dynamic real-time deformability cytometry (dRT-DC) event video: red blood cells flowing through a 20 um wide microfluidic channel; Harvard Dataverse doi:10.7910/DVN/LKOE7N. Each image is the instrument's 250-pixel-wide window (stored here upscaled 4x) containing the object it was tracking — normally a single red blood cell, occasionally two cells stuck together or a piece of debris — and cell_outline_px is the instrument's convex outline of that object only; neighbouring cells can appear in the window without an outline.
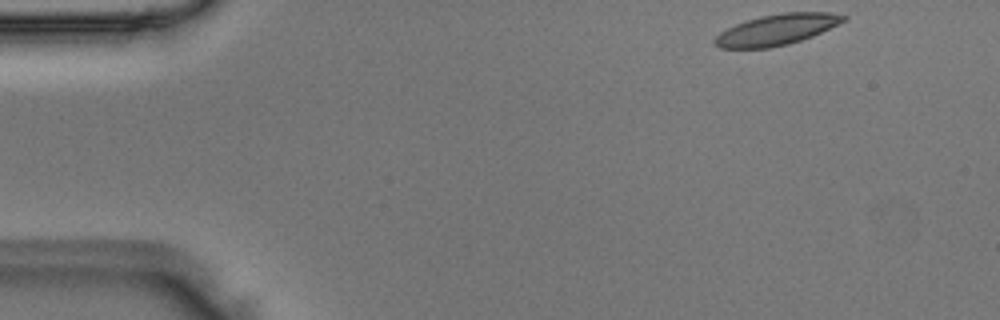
{"species": "Egyptian fruit bat (a non-hibernating species)", "species_latin": "Rousettus aegyptiacus", "temperature_condition": "room temperature", "stored_images_in_passage": 46, "camera_frame_rate_fps": 3000, "um_per_image_px": 0.085, "animal": {"sex": "male"}, "frame": {"image": 1, "passage_image": 1, "time_ms": 0.0, "image_size_px": [1000, 320], "cell_outline_px": [[848, 20], [812, 36], [788, 44], [768, 48], [720, 48], [712, 44], [712, 40], [720, 32], [736, 24], [760, 16], [784, 12], [828, 12], [848, 16]], "centroid_in_image_um": [66.02, 2.52], "position_along_channel_um": 19.0, "area_um2": 23.12}}
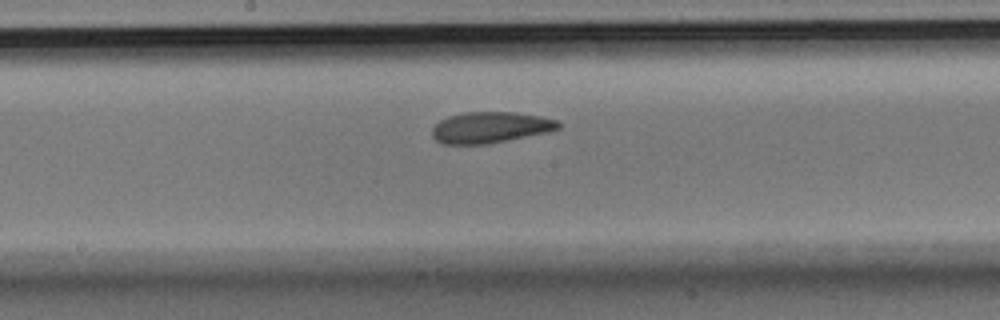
{"frame": {"image": 2, "passage_image": 22, "time_ms": 7.0, "image_size_px": [1000, 320], "cell_outline_px": [[560, 128], [548, 132], [488, 144], [444, 144], [436, 140], [432, 136], [432, 128], [440, 120], [448, 116], [464, 112], [516, 112], [540, 116], [556, 120], [560, 124]], "centroid_in_image_um": [41.66, 10.83], "position_along_channel_um": 206.5, "area_um2": 22.89}}
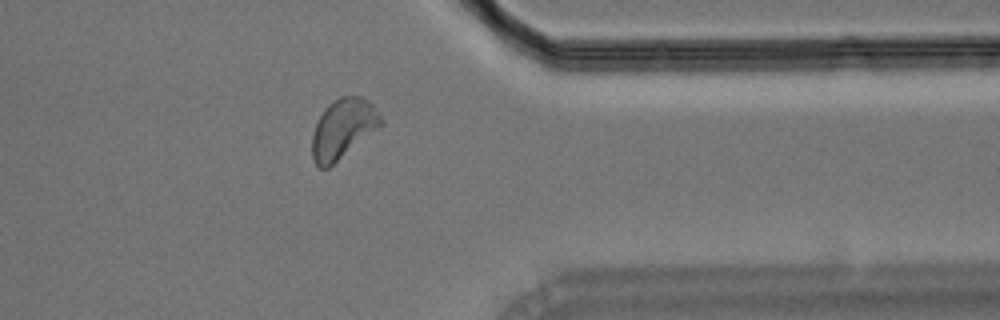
{"frame": {"image": 3, "passage_image": 36, "time_ms": 11.667, "image_size_px": [1000, 320], "cell_outline_px": [[384, 124], [328, 168], [320, 168], [312, 160], [312, 136], [316, 124], [324, 108], [332, 100], [340, 96], [360, 96], [372, 104], [384, 120]], "centroid_in_image_um": [29.16, 10.93], "position_along_channel_um": 382.2, "area_um2": 23.87}}